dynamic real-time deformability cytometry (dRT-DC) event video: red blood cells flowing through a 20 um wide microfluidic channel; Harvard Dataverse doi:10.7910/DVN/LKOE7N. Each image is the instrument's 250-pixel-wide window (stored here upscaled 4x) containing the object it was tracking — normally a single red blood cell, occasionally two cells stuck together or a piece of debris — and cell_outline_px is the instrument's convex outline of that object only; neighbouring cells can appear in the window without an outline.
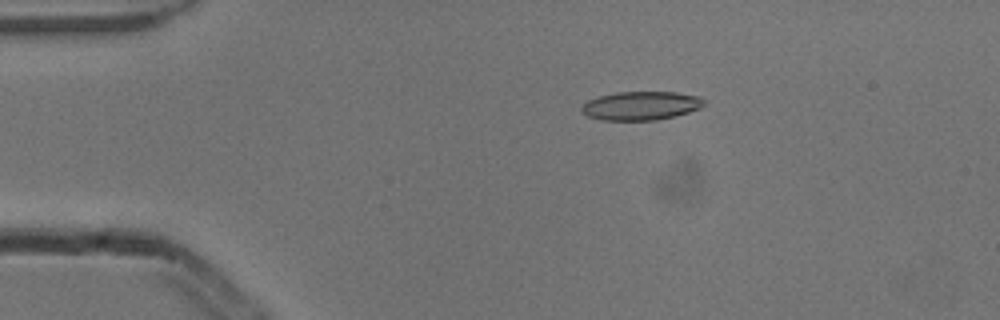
{"species": "common noctule bat (a hibernating species)", "species_latin": "Nyctalus noctula", "temperature_condition": "cold", "stored_images_in_passage": 3, "camera_frame_rate_fps": 3000, "um_per_image_px": 0.085, "animal": {"sex": "male", "body_mass_g": 13.3}, "frame": {"image": 1, "passage_image": 1, "time_ms": 0.0, "image_size_px": [1000, 320], "cell_outline_px": [[704, 104], [700, 108], [676, 116], [656, 120], [600, 120], [588, 116], [580, 112], [580, 108], [588, 100], [600, 96], [616, 92], [676, 92], [700, 96], [704, 100]], "centroid_in_image_um": [54.47, 8.99], "position_along_channel_um": 30.5, "area_um2": 20.52}}
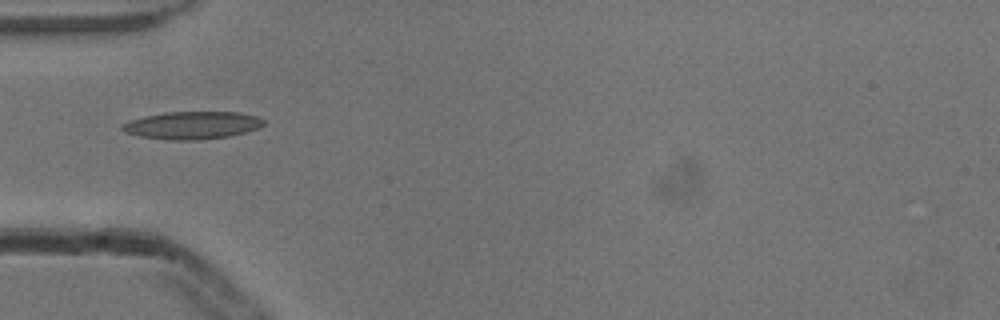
{"frame": {"image": 2, "passage_image": 3, "time_ms": 0.667, "image_size_px": [1000, 320], "cell_outline_px": [[264, 124], [260, 128], [228, 136], [196, 140], [168, 140], [140, 136], [124, 132], [120, 128], [120, 124], [128, 120], [144, 116], [164, 112], [240, 112], [260, 116], [264, 120]], "centroid_in_image_um": [16.32, 10.64], "position_along_channel_um": 68.7, "area_um2": 23.0}}